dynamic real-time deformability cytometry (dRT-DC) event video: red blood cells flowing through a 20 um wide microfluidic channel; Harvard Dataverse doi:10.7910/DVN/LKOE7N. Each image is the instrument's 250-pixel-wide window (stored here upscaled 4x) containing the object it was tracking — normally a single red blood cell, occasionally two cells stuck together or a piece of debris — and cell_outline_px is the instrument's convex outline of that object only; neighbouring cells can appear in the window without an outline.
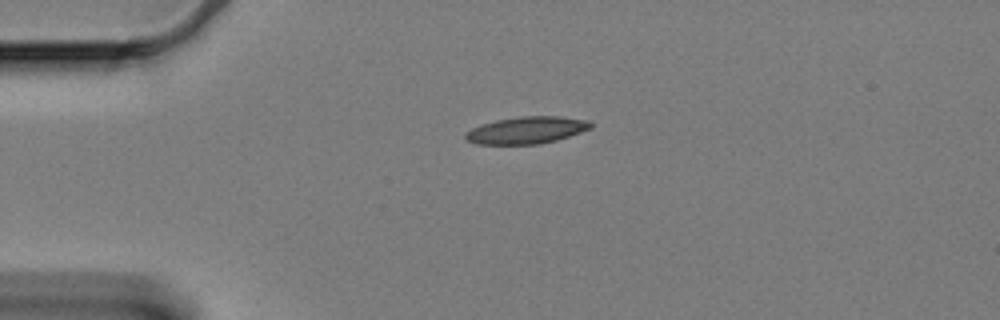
{"species": "Egyptian fruit bat (a non-hibernating species)", "species_latin": "Rousettus aegyptiacus", "temperature_condition": "cold", "stored_images_in_passage": 47, "camera_frame_rate_fps": 3000, "um_per_image_px": 0.085, "animal": {"sex": "female"}, "frame": {"image": 1, "passage_image": 1, "time_ms": 0.0, "image_size_px": [1000, 320], "cell_outline_px": [[592, 128], [556, 140], [540, 144], [476, 144], [468, 140], [464, 136], [464, 132], [472, 128], [496, 120], [520, 116], [560, 116], [588, 120], [592, 124]], "centroid_in_image_um": [44.76, 11.06], "position_along_channel_um": 40.2, "area_um2": 19.65}}
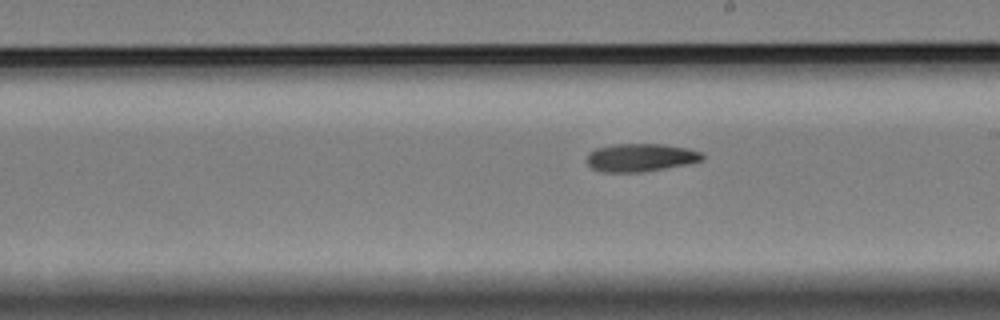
{"frame": {"image": 2, "passage_image": 21, "time_ms": 6.667, "image_size_px": [1000, 320], "cell_outline_px": [[704, 160], [688, 164], [640, 172], [600, 172], [592, 168], [588, 164], [588, 152], [596, 148], [612, 144], [660, 144], [684, 148], [700, 152], [704, 156]], "centroid_in_image_um": [54.42, 13.39], "position_along_channel_um": 234.6, "area_um2": 18.73}}
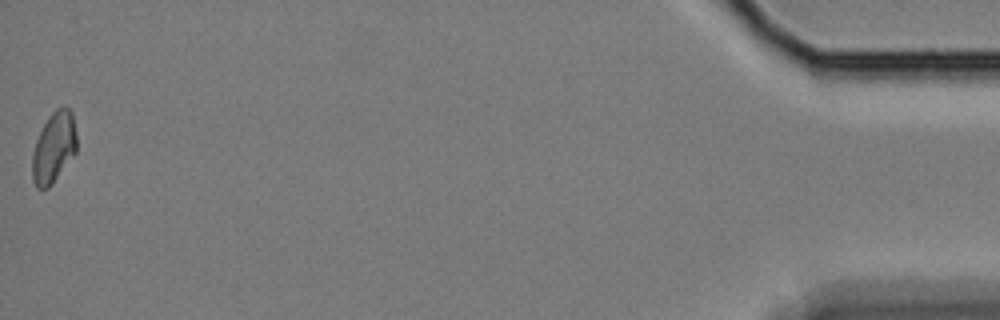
{"frame": {"image": 3, "passage_image": 47, "time_ms": 15.333, "image_size_px": [1000, 320], "cell_outline_px": [[76, 152], [52, 184], [48, 188], [36, 188], [32, 180], [32, 152], [36, 140], [48, 116], [56, 108], [64, 104], [72, 112], [76, 132]], "centroid_in_image_um": [4.57, 12.52], "position_along_channel_um": 430.6, "area_um2": 18.44}}